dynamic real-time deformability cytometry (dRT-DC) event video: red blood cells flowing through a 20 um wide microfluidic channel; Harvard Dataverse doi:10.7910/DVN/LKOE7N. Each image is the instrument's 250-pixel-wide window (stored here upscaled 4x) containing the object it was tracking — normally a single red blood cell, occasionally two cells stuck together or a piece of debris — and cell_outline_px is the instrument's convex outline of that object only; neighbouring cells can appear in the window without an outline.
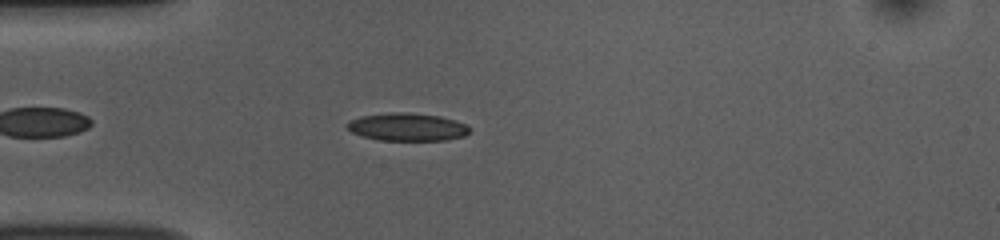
{"species": "common noctule bat (a hibernating species)", "species_latin": "Nyctalus noctula", "temperature_condition": "room temperature", "stored_images_in_passage": 44, "camera_frame_rate_fps": 3000, "um_per_image_px": 0.085, "animal": {"sex": "female", "body_mass_g": 10.0, "forearm_length_mm": 53.1}, "frame": {"image": 1, "passage_image": 6, "time_ms": 1.667, "image_size_px": [1000, 240], "cell_outline_px": [[468, 132], [464, 136], [444, 140], [380, 140], [360, 136], [352, 132], [344, 124], [360, 116], [392, 112], [408, 112], [440, 116], [456, 120], [464, 124], [468, 128]], "centroid_in_image_um": [34.58, 10.79], "position_along_channel_um": 50.4, "area_um2": 19.77}}
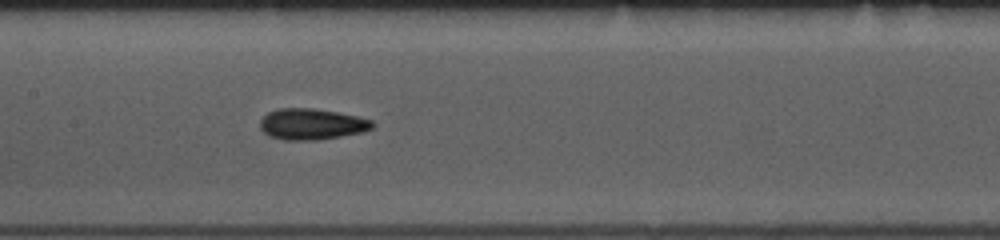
{"frame": {"image": 2, "passage_image": 17, "time_ms": 5.333, "image_size_px": [1000, 240], "cell_outline_px": [[376, 124], [372, 128], [360, 132], [320, 140], [284, 140], [268, 136], [260, 128], [260, 120], [268, 112], [280, 108], [312, 108], [336, 112], [356, 116], [372, 120]], "centroid_in_image_um": [26.47, 10.55], "position_along_channel_um": 180.9, "area_um2": 20.29}}
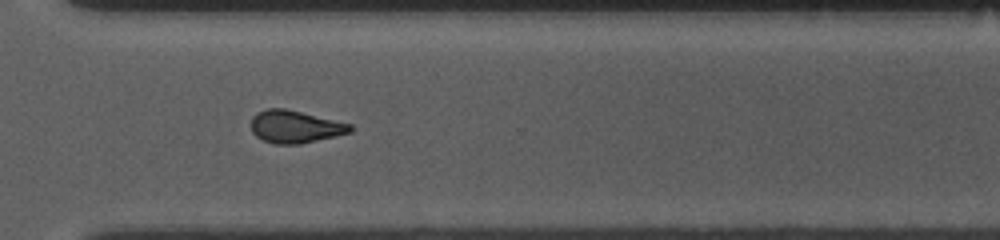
{"frame": {"image": 3, "passage_image": 30, "time_ms": 9.667, "image_size_px": [1000, 240], "cell_outline_px": [[352, 132], [336, 136], [300, 144], [276, 144], [264, 140], [256, 136], [252, 132], [252, 116], [256, 112], [268, 108], [284, 108], [352, 124]], "centroid_in_image_um": [25.08, 10.77], "position_along_channel_um": 345.5, "area_um2": 18.73}, "authors_computed_cell_mechanics": {"area_um2": 18.9873, "velocity_mm_per_s": 3.8099, "shape_relaxation_time_tau1_ms": 6.2243, "shape_relaxation_time_tau2_ms": 3.0733, "deformation_change_tau1": 0.128, "deformation_change_tau2": 0.0944}}